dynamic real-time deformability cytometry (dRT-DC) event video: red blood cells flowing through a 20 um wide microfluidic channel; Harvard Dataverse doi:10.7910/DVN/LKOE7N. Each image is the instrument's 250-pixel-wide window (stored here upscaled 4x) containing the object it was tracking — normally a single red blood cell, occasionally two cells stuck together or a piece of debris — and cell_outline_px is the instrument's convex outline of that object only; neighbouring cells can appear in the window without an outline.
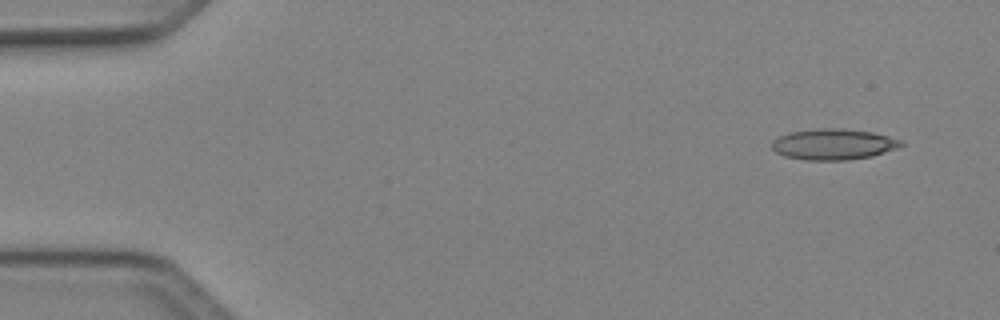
{"species": "Egyptian fruit bat (a non-hibernating species)", "species_latin": "Rousettus aegyptiacus", "temperature_condition": "cold", "stored_images_in_passage": 46, "camera_frame_rate_fps": 3000, "um_per_image_px": 0.085, "animal": {"sex": "female"}, "frame": {"image": 1, "passage_image": 1, "time_ms": 0.0, "image_size_px": [1000, 320], "cell_outline_px": [[904, 144], [896, 148], [872, 156], [848, 160], [804, 160], [784, 156], [776, 152], [772, 148], [772, 140], [780, 136], [792, 132], [824, 128], [828, 128], [872, 132], [888, 136], [900, 140]], "centroid_in_image_um": [70.82, 12.28], "position_along_channel_um": 14.2, "area_um2": 22.89}}
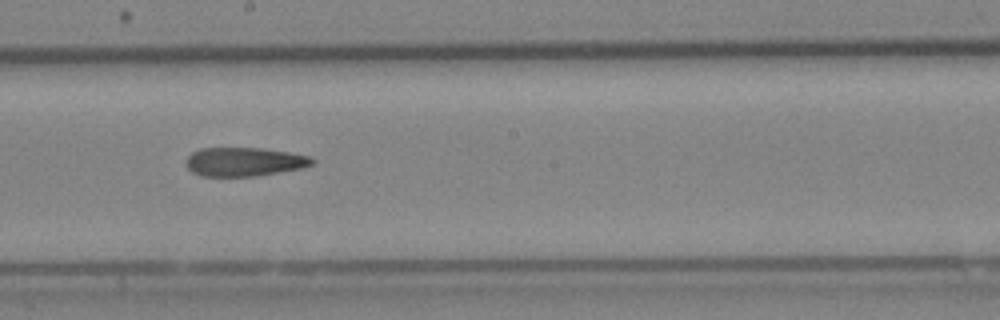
{"frame": {"image": 2, "passage_image": 25, "time_ms": 8.0, "image_size_px": [1000, 320], "cell_outline_px": [[316, 160], [312, 164], [300, 168], [252, 176], [200, 176], [192, 172], [188, 168], [188, 156], [192, 152], [200, 148], [264, 148], [312, 156]], "centroid_in_image_um": [20.77, 13.74], "position_along_channel_um": 227.4, "area_um2": 20.98}}
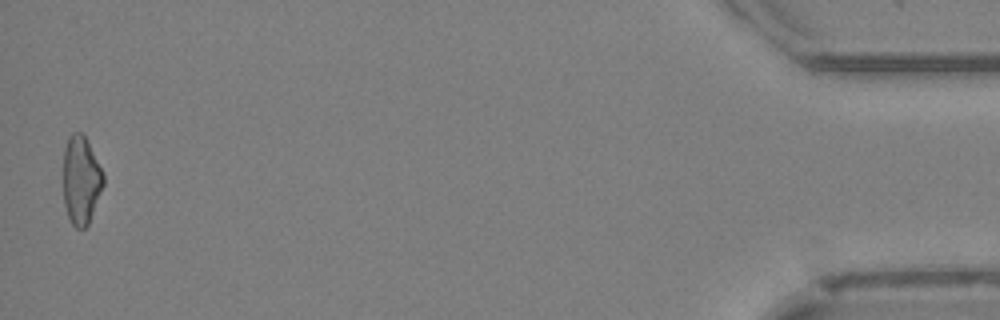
{"frame": {"image": 3, "passage_image": 46, "time_ms": 15.0, "image_size_px": [1000, 320], "cell_outline_px": [[104, 184], [88, 224], [84, 228], [76, 228], [72, 224], [68, 216], [64, 204], [64, 148], [68, 136], [72, 132], [80, 132], [84, 136], [104, 176]], "centroid_in_image_um": [6.87, 15.32], "position_along_channel_um": 428.3, "area_um2": 20.23}, "authors_computed_cell_mechanics": {"area_um2": 21.9929, "velocity_mm_per_s": 4.1595, "shape_relaxation_time_tau1_ms": 8.9528, "shape_relaxation_time_tau2_ms": 7.4961, "deformation_change_tau1": 0.217, "deformation_change_tau2": 0.2308}}